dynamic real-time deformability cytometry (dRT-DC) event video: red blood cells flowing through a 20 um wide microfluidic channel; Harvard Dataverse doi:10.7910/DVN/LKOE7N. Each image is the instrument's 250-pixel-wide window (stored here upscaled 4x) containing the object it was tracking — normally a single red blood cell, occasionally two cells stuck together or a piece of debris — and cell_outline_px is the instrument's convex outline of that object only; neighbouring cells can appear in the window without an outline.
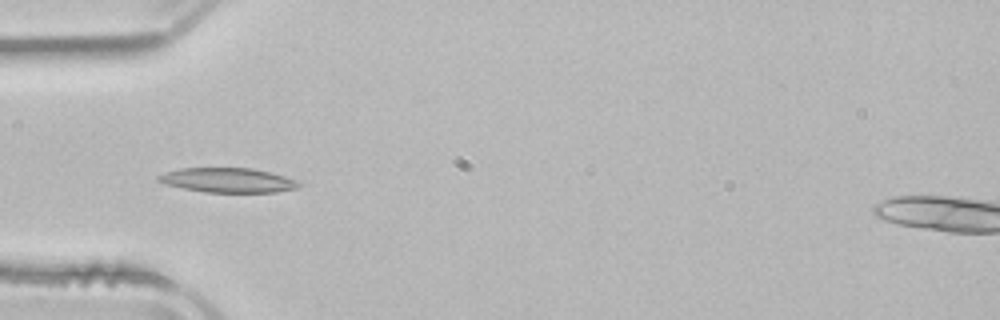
{"species": "common noctule bat (a hibernating species)", "species_latin": "Nyctalus noctula", "temperature_condition": "room temperature", "stored_images_in_passage": 6, "camera_frame_rate_fps": 3000, "um_per_image_px": 0.085, "animal": {"sex": "male", "body_mass_g": 21.5, "forearm_length_mm": 52.0}, "frame": {"image": 1, "passage_image": 5, "time_ms": 5.333, "image_size_px": [1000, 320], "cell_outline_px": [[300, 184], [296, 188], [276, 192], [204, 192], [164, 184], [156, 180], [156, 176], [164, 172], [180, 168], [252, 168], [284, 176], [296, 180]], "centroid_in_image_um": [19.3, 15.31], "position_along_channel_um": 65.7, "area_um2": 20.0}}
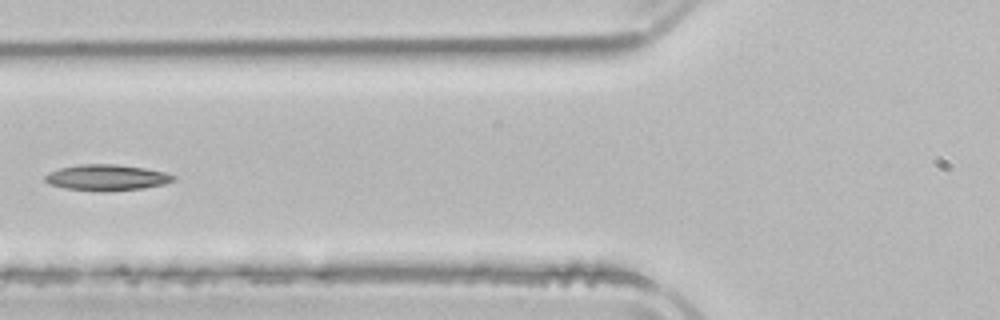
{"frame": {"image": 2, "passage_image": 6, "time_ms": 6.667, "image_size_px": [1000, 320], "cell_outline_px": [[176, 176], [172, 180], [164, 184], [140, 188], [64, 188], [48, 184], [44, 180], [44, 176], [48, 172], [60, 168], [76, 164], [116, 164], [144, 168], [164, 172]], "centroid_in_image_um": [9.01, 15.03], "position_along_channel_um": 116.8, "area_um2": 18.32}}